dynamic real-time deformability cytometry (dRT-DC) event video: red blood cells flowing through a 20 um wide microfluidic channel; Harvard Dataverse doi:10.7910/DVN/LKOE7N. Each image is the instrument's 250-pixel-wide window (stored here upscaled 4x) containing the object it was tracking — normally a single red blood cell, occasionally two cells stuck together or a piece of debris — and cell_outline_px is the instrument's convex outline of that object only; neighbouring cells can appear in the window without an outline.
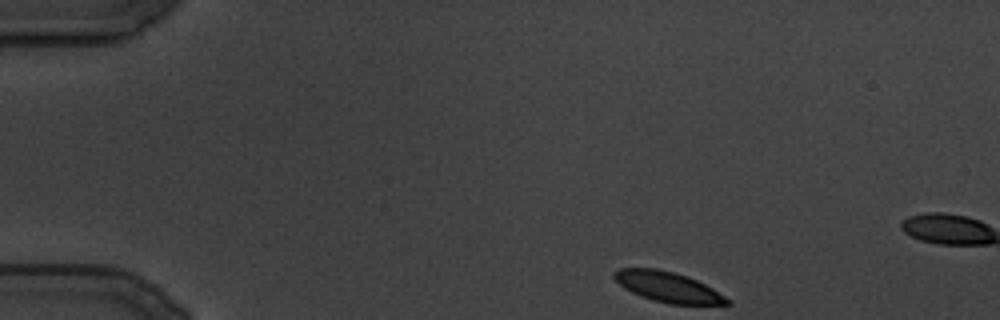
{"species": "common noctule bat (a hibernating species)", "species_latin": "Nyctalus noctula", "temperature_condition": "cold", "stored_images_in_passage": 19, "camera_frame_rate_fps": 3000, "um_per_image_px": 0.085, "animal": {"sex": "male", "body_mass_g": 19.5, "forearm_length_mm": 54.6}, "frame": {"image": 1, "passage_image": 1, "time_ms": 0.0, "image_size_px": [1000, 320], "cell_outline_px": [[732, 304], [672, 304], [652, 300], [640, 296], [624, 288], [612, 276], [612, 272], [620, 268], [656, 268], [672, 272], [696, 280], [712, 288], [724, 296]], "centroid_in_image_um": [56.71, 24.38], "position_along_channel_um": 28.3, "area_um2": 19.59}}